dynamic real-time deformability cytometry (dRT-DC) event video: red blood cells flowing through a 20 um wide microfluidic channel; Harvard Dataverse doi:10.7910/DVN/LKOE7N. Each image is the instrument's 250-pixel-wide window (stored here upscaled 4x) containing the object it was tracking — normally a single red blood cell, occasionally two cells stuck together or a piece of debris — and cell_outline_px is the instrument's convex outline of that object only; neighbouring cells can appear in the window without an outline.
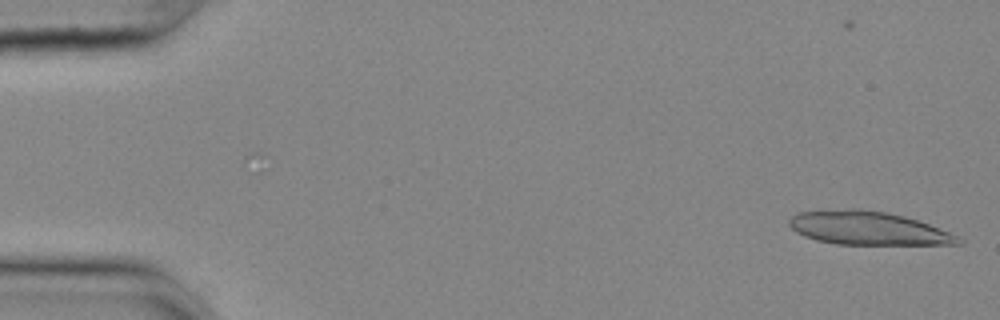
{"species": "common noctule bat (a hibernating species)", "species_latin": "Nyctalus noctula", "temperature_condition": "cold", "stored_images_in_passage": 10, "camera_frame_rate_fps": 3000, "um_per_image_px": 0.085, "animal": {"sex": "female", "body_mass_g": 25.1}, "frame": {"image": 1, "passage_image": 10, "time_ms": 3.0, "image_size_px": [1000, 320], "cell_outline_px": [[964, 244], [836, 244], [816, 240], [804, 236], [796, 232], [788, 224], [788, 220], [792, 216], [800, 212], [848, 208], [860, 208], [884, 212], [904, 216], [928, 224], [948, 232], [964, 240]], "centroid_in_image_um": [73.74, 19.39], "position_along_channel_um": 11.3, "area_um2": 32.71}}